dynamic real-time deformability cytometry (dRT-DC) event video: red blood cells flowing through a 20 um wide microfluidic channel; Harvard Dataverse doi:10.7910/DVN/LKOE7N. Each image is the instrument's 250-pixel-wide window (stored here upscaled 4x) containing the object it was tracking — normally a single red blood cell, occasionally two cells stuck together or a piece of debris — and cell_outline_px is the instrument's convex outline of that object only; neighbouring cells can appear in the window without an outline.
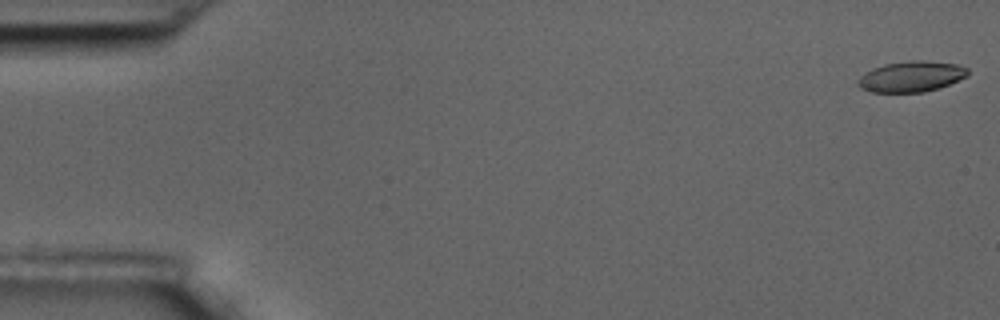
{"species": "common noctule bat (a hibernating species)", "species_latin": "Nyctalus noctula", "temperature_condition": "room temperature", "stored_images_in_passage": 59, "camera_frame_rate_fps": 3000, "um_per_image_px": 0.085, "animal": {"sex": "male", "body_mass_g": 17.5, "forearm_length_mm": 52.3}, "frame": {"image": 1, "passage_image": 1, "time_ms": 0.0, "image_size_px": [1000, 320], "cell_outline_px": [[968, 76], [948, 84], [924, 92], [872, 92], [860, 88], [856, 84], [856, 80], [864, 72], [872, 68], [884, 64], [912, 60], [924, 60], [956, 64], [968, 68]], "centroid_in_image_um": [77.41, 6.5], "position_along_channel_um": 7.6, "area_um2": 19.71}}
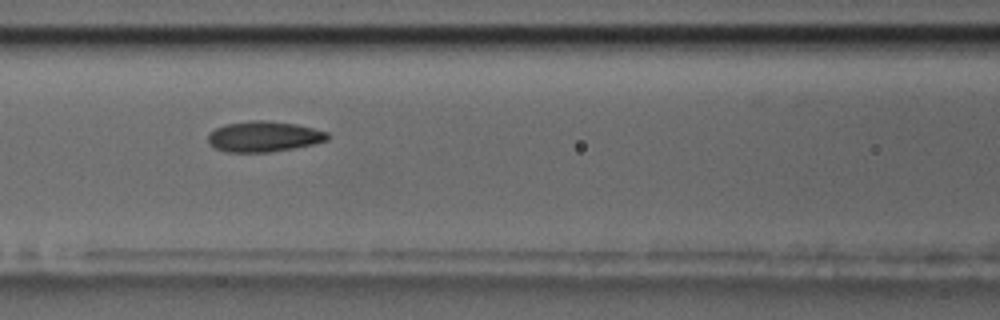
{"frame": {"image": 2, "passage_image": 25, "time_ms": 8.0, "image_size_px": [1000, 320], "cell_outline_px": [[332, 136], [328, 140], [312, 144], [292, 148], [268, 152], [228, 152], [216, 148], [208, 144], [208, 132], [224, 124], [252, 120], [264, 120], [296, 124], [328, 132]], "centroid_in_image_um": [22.41, 11.6], "position_along_channel_um": 144.2, "area_um2": 21.33}}
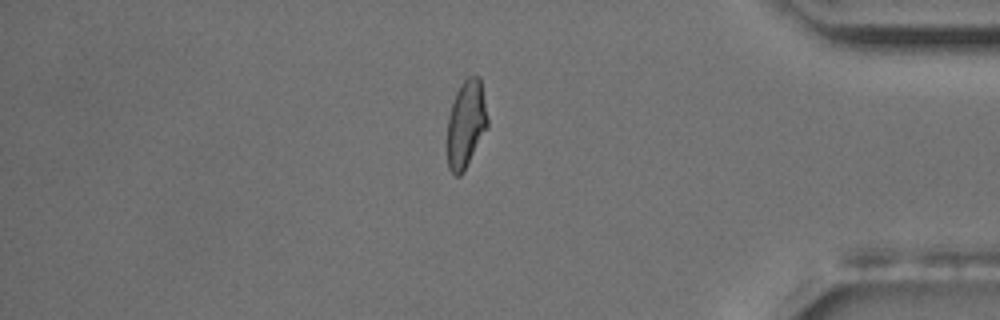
{"frame": {"image": 3, "passage_image": 49, "time_ms": 16.0, "image_size_px": [1000, 320], "cell_outline_px": [[488, 128], [464, 172], [460, 176], [456, 176], [448, 168], [448, 116], [456, 92], [460, 84], [468, 76], [480, 76], [488, 120]], "centroid_in_image_um": [39.63, 10.55], "position_along_channel_um": 395.6, "area_um2": 20.63}, "authors_computed_cell_mechanics": {"area_um2": 20.808, "velocity_mm_per_s": 3.5133, "shape_relaxation_time_tau1_ms": 6.525, "shape_relaxation_time_tau2_ms": 1.8551, "deformation_change_tau1": 0.1807, "deformation_change_tau2": 0.072}}